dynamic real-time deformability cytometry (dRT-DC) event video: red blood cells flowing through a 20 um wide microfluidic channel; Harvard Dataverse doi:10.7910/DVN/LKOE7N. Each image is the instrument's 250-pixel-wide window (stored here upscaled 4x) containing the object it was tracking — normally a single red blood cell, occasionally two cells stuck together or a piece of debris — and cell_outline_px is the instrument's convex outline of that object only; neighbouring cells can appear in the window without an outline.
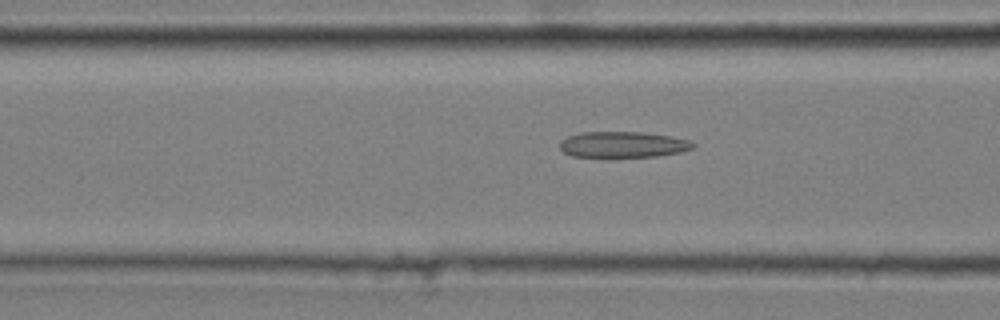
{"species": "common noctule bat (a hibernating species)", "species_latin": "Nyctalus noctula", "temperature_condition": "cold", "stored_images_in_passage": 41, "camera_frame_rate_fps": 3000, "um_per_image_px": 0.085, "animal": {"sex": "male", "body_mass_g": 20.4}, "frame": {"image": 1, "passage_image": 17, "time_ms": 5.333, "image_size_px": [1000, 320], "cell_outline_px": [[696, 144], [692, 148], [680, 152], [656, 156], [608, 160], [572, 156], [564, 152], [560, 148], [560, 140], [568, 136], [580, 132], [644, 132], [672, 136], [688, 140]], "centroid_in_image_um": [52.89, 12.33], "position_along_channel_um": 113.7, "area_um2": 21.15}}
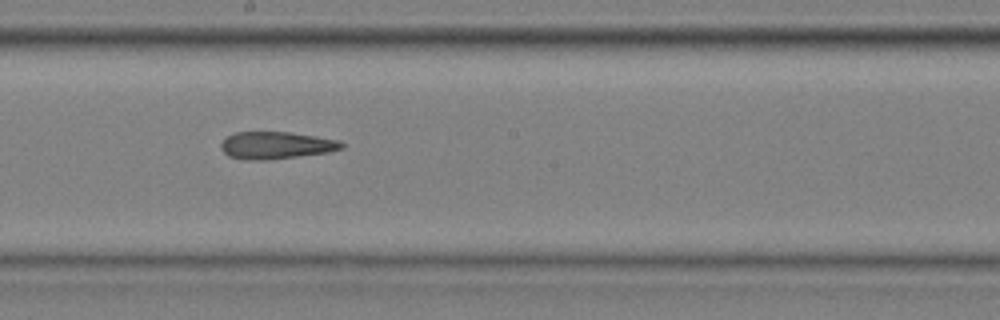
{"frame": {"image": 2, "passage_image": 26, "time_ms": 8.333, "image_size_px": [1000, 320], "cell_outline_px": [[344, 148], [328, 152], [264, 160], [248, 160], [228, 156], [220, 148], [220, 144], [228, 136], [236, 132], [292, 132], [340, 140], [344, 144]], "centroid_in_image_um": [23.48, 12.34], "position_along_channel_um": 224.7, "area_um2": 19.07}}
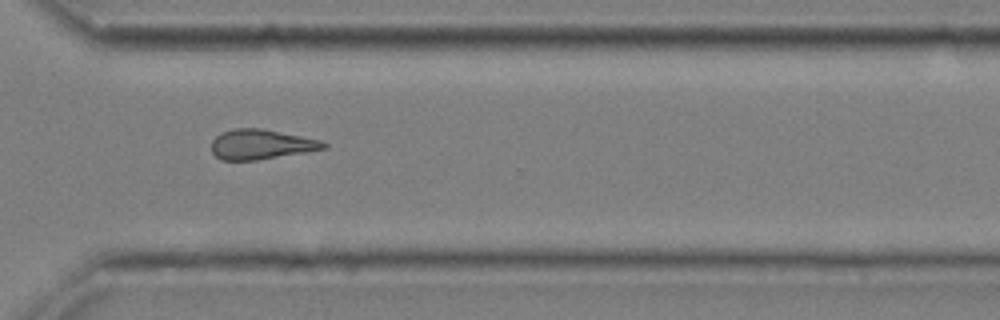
{"frame": {"image": 3, "passage_image": 36, "time_ms": 11.667, "image_size_px": [1000, 320], "cell_outline_px": [[328, 148], [256, 160], [220, 160], [212, 152], [212, 140], [220, 132], [236, 128], [260, 128], [320, 140], [328, 144]], "centroid_in_image_um": [22.16, 12.27], "position_along_channel_um": 348.4, "area_um2": 19.36}}